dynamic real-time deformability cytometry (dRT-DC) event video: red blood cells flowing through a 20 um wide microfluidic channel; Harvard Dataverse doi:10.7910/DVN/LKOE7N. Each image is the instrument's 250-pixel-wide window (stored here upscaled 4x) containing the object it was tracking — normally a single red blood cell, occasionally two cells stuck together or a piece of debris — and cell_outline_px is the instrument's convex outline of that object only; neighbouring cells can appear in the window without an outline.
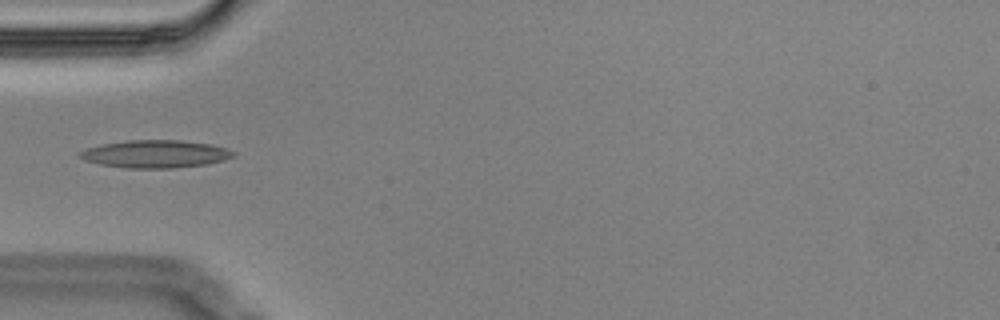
{"species": "Egyptian fruit bat (a non-hibernating species)", "species_latin": "Rousettus aegyptiacus", "temperature_condition": "cold", "stored_images_in_passage": 3, "camera_frame_rate_fps": 3000, "um_per_image_px": 0.085, "animal": {"sex": "male"}, "frame": {"image": 1, "passage_image": 3, "time_ms": 0.667, "image_size_px": [1000, 320], "cell_outline_px": [[236, 156], [224, 160], [208, 164], [176, 168], [128, 168], [100, 164], [84, 160], [80, 156], [80, 152], [88, 148], [104, 144], [128, 140], [180, 140], [212, 144], [228, 148], [236, 152]], "centroid_in_image_um": [13.3, 13.09], "position_along_channel_um": 71.7, "area_um2": 24.8}}